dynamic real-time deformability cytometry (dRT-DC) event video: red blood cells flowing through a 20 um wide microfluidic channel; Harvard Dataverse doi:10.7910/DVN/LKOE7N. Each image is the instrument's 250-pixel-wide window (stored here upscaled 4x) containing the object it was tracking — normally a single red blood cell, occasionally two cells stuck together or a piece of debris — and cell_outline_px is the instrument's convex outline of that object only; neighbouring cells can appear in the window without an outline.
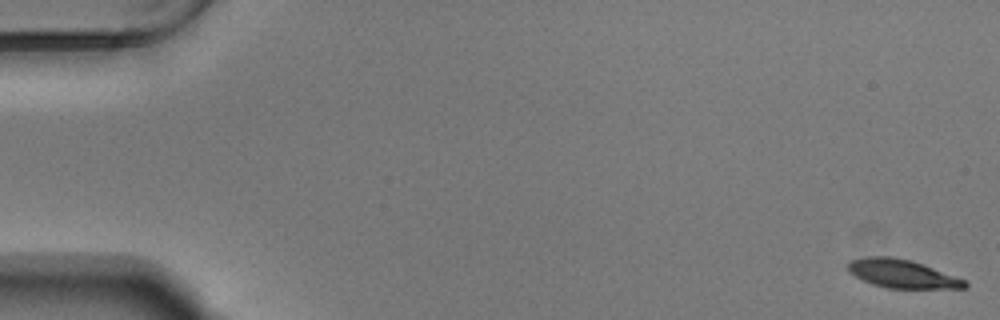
{"species": "Egyptian fruit bat (a non-hibernating species)", "species_latin": "Rousettus aegyptiacus", "temperature_condition": "warm", "stored_images_in_passage": 14, "camera_frame_rate_fps": 3000, "um_per_image_px": 0.085, "animal": {"sex": "male"}, "frame": {"image": 1, "passage_image": 1, "time_ms": 0.0, "image_size_px": [1000, 320], "cell_outline_px": [[968, 288], [888, 288], [872, 284], [848, 272], [848, 264], [852, 260], [868, 256], [892, 256], [912, 260], [924, 264], [964, 280], [968, 284]], "centroid_in_image_um": [76.68, 23.26], "position_along_channel_um": 8.3, "area_um2": 19.19}}